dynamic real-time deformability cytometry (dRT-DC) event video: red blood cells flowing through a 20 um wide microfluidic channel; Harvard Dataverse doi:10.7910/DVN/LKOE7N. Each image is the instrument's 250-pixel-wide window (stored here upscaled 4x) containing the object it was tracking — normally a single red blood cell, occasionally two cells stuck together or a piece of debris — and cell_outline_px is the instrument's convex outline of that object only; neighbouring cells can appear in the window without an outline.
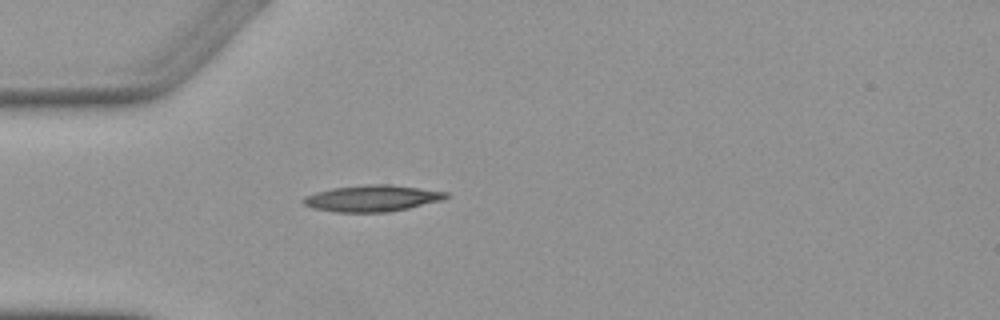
{"species": "Egyptian fruit bat (a non-hibernating species)", "species_latin": "Rousettus aegyptiacus", "temperature_condition": "warm", "stored_images_in_passage": 1, "camera_frame_rate_fps": 3000, "um_per_image_px": 0.085, "animal": {"sex": "female"}, "frame": {"image": 1, "passage_image": 1, "time_ms": 0.0, "image_size_px": [1000, 320], "cell_outline_px": [[448, 196], [440, 200], [408, 208], [388, 212], [336, 212], [312, 208], [304, 204], [300, 200], [304, 196], [316, 192], [332, 188], [364, 184], [388, 184], [448, 192]], "centroid_in_image_um": [31.56, 16.85], "position_along_channel_um": 53.4, "area_um2": 21.85}}